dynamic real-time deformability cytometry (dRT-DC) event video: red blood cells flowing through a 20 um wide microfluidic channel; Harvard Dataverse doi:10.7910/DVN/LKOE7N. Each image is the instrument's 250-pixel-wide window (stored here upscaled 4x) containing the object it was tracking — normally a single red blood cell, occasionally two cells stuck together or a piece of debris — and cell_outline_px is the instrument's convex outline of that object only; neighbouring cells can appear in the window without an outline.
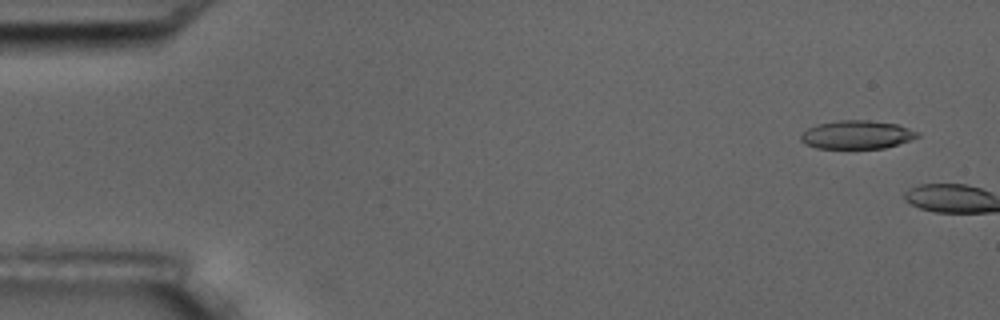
{"species": "common noctule bat (a hibernating species)", "species_latin": "Nyctalus noctula", "temperature_condition": "room temperature", "stored_images_in_passage": 2, "camera_frame_rate_fps": 3000, "um_per_image_px": 0.085, "animal": {"sex": "male", "body_mass_g": 17.5, "forearm_length_mm": 52.3}, "frame": {"image": 1, "passage_image": 1, "time_ms": 0.0, "image_size_px": [1000, 320], "cell_outline_px": [[920, 136], [884, 148], [816, 148], [800, 140], [800, 136], [808, 128], [816, 124], [836, 120], [872, 120], [896, 124], [920, 132]], "centroid_in_image_um": [72.83, 11.43], "position_along_channel_um": 12.2, "area_um2": 19.19}}